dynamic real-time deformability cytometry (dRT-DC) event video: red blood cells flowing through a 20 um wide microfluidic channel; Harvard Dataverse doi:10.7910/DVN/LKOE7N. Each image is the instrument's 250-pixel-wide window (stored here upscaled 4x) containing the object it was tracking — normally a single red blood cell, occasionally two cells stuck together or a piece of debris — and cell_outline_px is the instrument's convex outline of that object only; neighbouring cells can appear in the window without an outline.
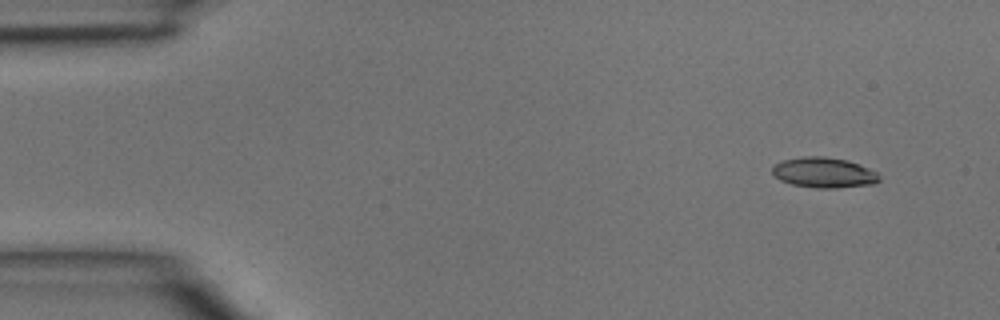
{"species": "common noctule bat (a hibernating species)", "species_latin": "Nyctalus noctula", "temperature_condition": "room temperature", "stored_images_in_passage": 4, "camera_frame_rate_fps": 3000, "um_per_image_px": 0.085, "animal": {"sex": "male", "body_mass_g": 15.6}, "frame": {"image": 1, "passage_image": 1, "time_ms": 0.0, "image_size_px": [1000, 320], "cell_outline_px": [[880, 180], [872, 184], [836, 188], [816, 188], [792, 184], [780, 180], [772, 172], [772, 168], [776, 164], [784, 160], [804, 156], [824, 156], [848, 160], [868, 168], [876, 172], [880, 176]], "centroid_in_image_um": [70.04, 14.67], "position_along_channel_um": 15.0, "area_um2": 18.79}}